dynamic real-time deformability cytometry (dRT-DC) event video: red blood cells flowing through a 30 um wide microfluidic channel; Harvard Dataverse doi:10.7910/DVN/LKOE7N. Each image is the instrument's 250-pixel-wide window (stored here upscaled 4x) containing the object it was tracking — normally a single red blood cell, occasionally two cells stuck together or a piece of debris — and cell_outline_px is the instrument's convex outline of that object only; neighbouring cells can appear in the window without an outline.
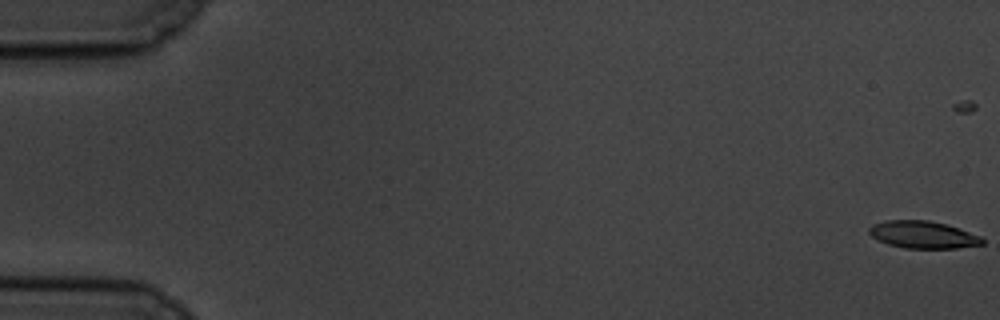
{"species": "common noctule bat (a hibernating species)", "species_latin": "Nyctalus noctula", "temperature_condition": "cold", "stored_images_in_passage": 10, "camera_frame_rate_fps": 3000, "um_per_image_px": 0.085, "animal": {"sex": "male", "body_mass_g": 19.5, "forearm_length_mm": 54.6}, "frame": {"image": 1, "passage_image": 1, "time_ms": 0.0, "image_size_px": [1000, 320], "cell_outline_px": [[984, 244], [956, 248], [904, 248], [888, 244], [872, 236], [868, 232], [868, 228], [872, 224], [884, 220], [928, 220], [948, 224], [980, 236], [984, 240]], "centroid_in_image_um": [78.45, 19.94], "position_along_channel_um": 6.6, "area_um2": 18.03}}